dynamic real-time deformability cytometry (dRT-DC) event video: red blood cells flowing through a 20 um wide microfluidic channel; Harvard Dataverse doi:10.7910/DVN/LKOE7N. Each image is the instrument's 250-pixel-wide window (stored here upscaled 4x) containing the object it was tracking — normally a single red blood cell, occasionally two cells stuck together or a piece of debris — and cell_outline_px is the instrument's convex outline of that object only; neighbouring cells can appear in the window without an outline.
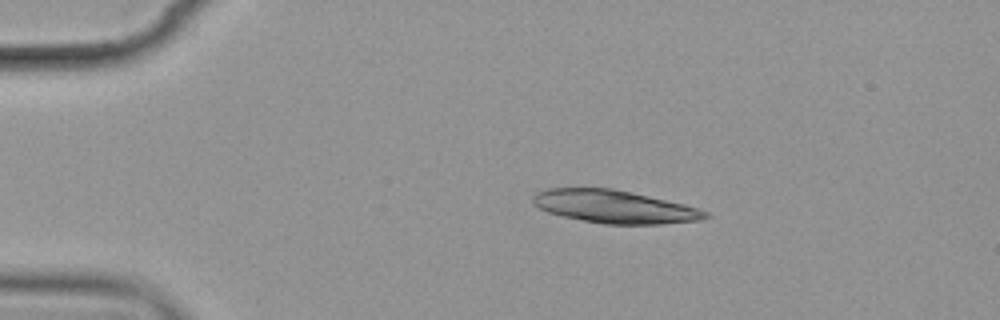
{"species": "common noctule bat (a hibernating species)", "species_latin": "Nyctalus noctula", "temperature_condition": "cold", "stored_images_in_passage": 5, "camera_frame_rate_fps": 3000, "um_per_image_px": 0.085, "animal": {"sex": "female", "body_mass_g": 19.9}, "frame": {"image": 1, "passage_image": 2, "time_ms": 1.333, "image_size_px": [1000, 320], "cell_outline_px": [[712, 216], [700, 220], [660, 224], [604, 224], [564, 216], [548, 212], [532, 204], [532, 196], [536, 192], [548, 188], [612, 188], [684, 204], [708, 212]], "centroid_in_image_um": [52.21, 17.56], "position_along_channel_um": 32.8, "area_um2": 32.83}}